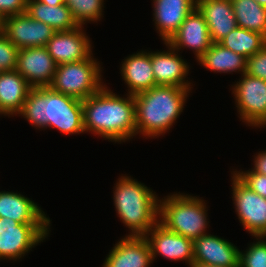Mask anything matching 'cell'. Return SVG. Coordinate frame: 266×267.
<instances>
[{"label": "cell", "mask_w": 266, "mask_h": 267, "mask_svg": "<svg viewBox=\"0 0 266 267\" xmlns=\"http://www.w3.org/2000/svg\"><path fill=\"white\" fill-rule=\"evenodd\" d=\"M164 44L167 46V51L151 52L152 70L157 86L191 89L193 84L186 80L190 70L187 61H184L178 51L169 44Z\"/></svg>", "instance_id": "9a60e30c"}, {"label": "cell", "mask_w": 266, "mask_h": 267, "mask_svg": "<svg viewBox=\"0 0 266 267\" xmlns=\"http://www.w3.org/2000/svg\"><path fill=\"white\" fill-rule=\"evenodd\" d=\"M240 79L231 85L240 119L252 128H264L266 126V81L246 73L241 75Z\"/></svg>", "instance_id": "ba28073f"}, {"label": "cell", "mask_w": 266, "mask_h": 267, "mask_svg": "<svg viewBox=\"0 0 266 267\" xmlns=\"http://www.w3.org/2000/svg\"><path fill=\"white\" fill-rule=\"evenodd\" d=\"M253 160L254 166L251 169L266 176V150L256 153Z\"/></svg>", "instance_id": "d6a6232c"}, {"label": "cell", "mask_w": 266, "mask_h": 267, "mask_svg": "<svg viewBox=\"0 0 266 267\" xmlns=\"http://www.w3.org/2000/svg\"><path fill=\"white\" fill-rule=\"evenodd\" d=\"M115 185L113 204L120 221L130 230L126 236L145 237L159 222L158 195L127 175H121Z\"/></svg>", "instance_id": "277c9868"}, {"label": "cell", "mask_w": 266, "mask_h": 267, "mask_svg": "<svg viewBox=\"0 0 266 267\" xmlns=\"http://www.w3.org/2000/svg\"><path fill=\"white\" fill-rule=\"evenodd\" d=\"M256 242L240 251L239 267H266V236H254Z\"/></svg>", "instance_id": "83f0119b"}, {"label": "cell", "mask_w": 266, "mask_h": 267, "mask_svg": "<svg viewBox=\"0 0 266 267\" xmlns=\"http://www.w3.org/2000/svg\"><path fill=\"white\" fill-rule=\"evenodd\" d=\"M79 26L97 22L103 17L104 0H64Z\"/></svg>", "instance_id": "4316f807"}, {"label": "cell", "mask_w": 266, "mask_h": 267, "mask_svg": "<svg viewBox=\"0 0 266 267\" xmlns=\"http://www.w3.org/2000/svg\"><path fill=\"white\" fill-rule=\"evenodd\" d=\"M153 21L157 33L167 43L196 7V0H153Z\"/></svg>", "instance_id": "ac0fdd59"}, {"label": "cell", "mask_w": 266, "mask_h": 267, "mask_svg": "<svg viewBox=\"0 0 266 267\" xmlns=\"http://www.w3.org/2000/svg\"><path fill=\"white\" fill-rule=\"evenodd\" d=\"M150 236V237H149ZM153 261L160 255L173 261H185L190 267L193 263V240L168 230L158 222L146 235Z\"/></svg>", "instance_id": "7c38bea8"}, {"label": "cell", "mask_w": 266, "mask_h": 267, "mask_svg": "<svg viewBox=\"0 0 266 267\" xmlns=\"http://www.w3.org/2000/svg\"><path fill=\"white\" fill-rule=\"evenodd\" d=\"M232 200L243 228L253 237L266 236V198L245 185L233 172Z\"/></svg>", "instance_id": "9c48e42d"}, {"label": "cell", "mask_w": 266, "mask_h": 267, "mask_svg": "<svg viewBox=\"0 0 266 267\" xmlns=\"http://www.w3.org/2000/svg\"><path fill=\"white\" fill-rule=\"evenodd\" d=\"M0 260H21L49 236L51 223H18L1 218Z\"/></svg>", "instance_id": "52a82bcc"}, {"label": "cell", "mask_w": 266, "mask_h": 267, "mask_svg": "<svg viewBox=\"0 0 266 267\" xmlns=\"http://www.w3.org/2000/svg\"><path fill=\"white\" fill-rule=\"evenodd\" d=\"M207 208L199 196L174 192L159 200V222L168 230L194 240L207 234L210 226Z\"/></svg>", "instance_id": "5b68a950"}, {"label": "cell", "mask_w": 266, "mask_h": 267, "mask_svg": "<svg viewBox=\"0 0 266 267\" xmlns=\"http://www.w3.org/2000/svg\"><path fill=\"white\" fill-rule=\"evenodd\" d=\"M245 73L266 81V45L259 52L247 58Z\"/></svg>", "instance_id": "4dcf8cb0"}, {"label": "cell", "mask_w": 266, "mask_h": 267, "mask_svg": "<svg viewBox=\"0 0 266 267\" xmlns=\"http://www.w3.org/2000/svg\"><path fill=\"white\" fill-rule=\"evenodd\" d=\"M2 32L18 49H25L46 46L56 30L25 12L3 18Z\"/></svg>", "instance_id": "30bf717a"}, {"label": "cell", "mask_w": 266, "mask_h": 267, "mask_svg": "<svg viewBox=\"0 0 266 267\" xmlns=\"http://www.w3.org/2000/svg\"><path fill=\"white\" fill-rule=\"evenodd\" d=\"M245 185L255 193L266 198V176L254 172L252 169L247 171H232Z\"/></svg>", "instance_id": "f546056e"}, {"label": "cell", "mask_w": 266, "mask_h": 267, "mask_svg": "<svg viewBox=\"0 0 266 267\" xmlns=\"http://www.w3.org/2000/svg\"><path fill=\"white\" fill-rule=\"evenodd\" d=\"M199 65L214 73L246 72L247 58L225 48L220 43H212L210 48L197 60Z\"/></svg>", "instance_id": "603a6c76"}, {"label": "cell", "mask_w": 266, "mask_h": 267, "mask_svg": "<svg viewBox=\"0 0 266 267\" xmlns=\"http://www.w3.org/2000/svg\"><path fill=\"white\" fill-rule=\"evenodd\" d=\"M190 267H220V266L192 263V265Z\"/></svg>", "instance_id": "e575fe53"}, {"label": "cell", "mask_w": 266, "mask_h": 267, "mask_svg": "<svg viewBox=\"0 0 266 267\" xmlns=\"http://www.w3.org/2000/svg\"><path fill=\"white\" fill-rule=\"evenodd\" d=\"M151 248L145 237L124 236L109 251L102 267H150Z\"/></svg>", "instance_id": "e0dca14e"}, {"label": "cell", "mask_w": 266, "mask_h": 267, "mask_svg": "<svg viewBox=\"0 0 266 267\" xmlns=\"http://www.w3.org/2000/svg\"><path fill=\"white\" fill-rule=\"evenodd\" d=\"M191 90L177 86H155L134 95L136 134L147 139L168 132L183 112Z\"/></svg>", "instance_id": "3957f363"}, {"label": "cell", "mask_w": 266, "mask_h": 267, "mask_svg": "<svg viewBox=\"0 0 266 267\" xmlns=\"http://www.w3.org/2000/svg\"><path fill=\"white\" fill-rule=\"evenodd\" d=\"M56 66L45 46L19 49L16 70L32 88L49 87Z\"/></svg>", "instance_id": "4fadbf2b"}, {"label": "cell", "mask_w": 266, "mask_h": 267, "mask_svg": "<svg viewBox=\"0 0 266 267\" xmlns=\"http://www.w3.org/2000/svg\"><path fill=\"white\" fill-rule=\"evenodd\" d=\"M120 73L128 94L136 95L157 86L152 70L151 51L141 50L123 59Z\"/></svg>", "instance_id": "ffe728a7"}, {"label": "cell", "mask_w": 266, "mask_h": 267, "mask_svg": "<svg viewBox=\"0 0 266 267\" xmlns=\"http://www.w3.org/2000/svg\"><path fill=\"white\" fill-rule=\"evenodd\" d=\"M254 1H256L259 5L266 7V0H254Z\"/></svg>", "instance_id": "d590c367"}, {"label": "cell", "mask_w": 266, "mask_h": 267, "mask_svg": "<svg viewBox=\"0 0 266 267\" xmlns=\"http://www.w3.org/2000/svg\"><path fill=\"white\" fill-rule=\"evenodd\" d=\"M0 218H10L18 223L51 222L37 203L12 191H0Z\"/></svg>", "instance_id": "44dd1931"}, {"label": "cell", "mask_w": 266, "mask_h": 267, "mask_svg": "<svg viewBox=\"0 0 266 267\" xmlns=\"http://www.w3.org/2000/svg\"><path fill=\"white\" fill-rule=\"evenodd\" d=\"M31 88L17 70L0 72V115L18 116Z\"/></svg>", "instance_id": "7402d4cb"}, {"label": "cell", "mask_w": 266, "mask_h": 267, "mask_svg": "<svg viewBox=\"0 0 266 267\" xmlns=\"http://www.w3.org/2000/svg\"><path fill=\"white\" fill-rule=\"evenodd\" d=\"M26 12L32 19L41 21L56 31H69L79 27L65 4L51 6L37 0H27Z\"/></svg>", "instance_id": "cb8c5ba5"}, {"label": "cell", "mask_w": 266, "mask_h": 267, "mask_svg": "<svg viewBox=\"0 0 266 267\" xmlns=\"http://www.w3.org/2000/svg\"><path fill=\"white\" fill-rule=\"evenodd\" d=\"M203 14L212 43H219L237 27L231 0H196Z\"/></svg>", "instance_id": "d6986e66"}, {"label": "cell", "mask_w": 266, "mask_h": 267, "mask_svg": "<svg viewBox=\"0 0 266 267\" xmlns=\"http://www.w3.org/2000/svg\"><path fill=\"white\" fill-rule=\"evenodd\" d=\"M90 38L83 26L69 31H56L46 44L48 53L56 65L88 58L92 54Z\"/></svg>", "instance_id": "8fae6325"}, {"label": "cell", "mask_w": 266, "mask_h": 267, "mask_svg": "<svg viewBox=\"0 0 266 267\" xmlns=\"http://www.w3.org/2000/svg\"><path fill=\"white\" fill-rule=\"evenodd\" d=\"M125 95L121 97L104 85L82 100L85 132L120 144L136 137L134 96Z\"/></svg>", "instance_id": "6da1fadb"}, {"label": "cell", "mask_w": 266, "mask_h": 267, "mask_svg": "<svg viewBox=\"0 0 266 267\" xmlns=\"http://www.w3.org/2000/svg\"><path fill=\"white\" fill-rule=\"evenodd\" d=\"M3 18L0 16V33L2 32Z\"/></svg>", "instance_id": "8d00e7d4"}, {"label": "cell", "mask_w": 266, "mask_h": 267, "mask_svg": "<svg viewBox=\"0 0 266 267\" xmlns=\"http://www.w3.org/2000/svg\"><path fill=\"white\" fill-rule=\"evenodd\" d=\"M37 1L51 6H58L60 4H64V0H37Z\"/></svg>", "instance_id": "836d02e7"}, {"label": "cell", "mask_w": 266, "mask_h": 267, "mask_svg": "<svg viewBox=\"0 0 266 267\" xmlns=\"http://www.w3.org/2000/svg\"><path fill=\"white\" fill-rule=\"evenodd\" d=\"M100 64L92 53L86 59L57 65L49 87L55 92L85 100L105 85Z\"/></svg>", "instance_id": "8992f818"}, {"label": "cell", "mask_w": 266, "mask_h": 267, "mask_svg": "<svg viewBox=\"0 0 266 267\" xmlns=\"http://www.w3.org/2000/svg\"><path fill=\"white\" fill-rule=\"evenodd\" d=\"M237 27L259 33L266 38V7L254 0H231Z\"/></svg>", "instance_id": "d4e9b609"}, {"label": "cell", "mask_w": 266, "mask_h": 267, "mask_svg": "<svg viewBox=\"0 0 266 267\" xmlns=\"http://www.w3.org/2000/svg\"><path fill=\"white\" fill-rule=\"evenodd\" d=\"M2 224H1V218H0V234H1V232H2Z\"/></svg>", "instance_id": "74e56055"}, {"label": "cell", "mask_w": 266, "mask_h": 267, "mask_svg": "<svg viewBox=\"0 0 266 267\" xmlns=\"http://www.w3.org/2000/svg\"><path fill=\"white\" fill-rule=\"evenodd\" d=\"M178 52L188 48L198 60L211 46L212 40L203 14L195 7L186 17L177 32L167 42Z\"/></svg>", "instance_id": "2e32d148"}, {"label": "cell", "mask_w": 266, "mask_h": 267, "mask_svg": "<svg viewBox=\"0 0 266 267\" xmlns=\"http://www.w3.org/2000/svg\"><path fill=\"white\" fill-rule=\"evenodd\" d=\"M19 49L11 43L3 32L0 33V72L17 68Z\"/></svg>", "instance_id": "f1b7e54d"}, {"label": "cell", "mask_w": 266, "mask_h": 267, "mask_svg": "<svg viewBox=\"0 0 266 267\" xmlns=\"http://www.w3.org/2000/svg\"><path fill=\"white\" fill-rule=\"evenodd\" d=\"M219 43L225 48L249 58L266 45V38L259 33L236 27Z\"/></svg>", "instance_id": "484cf974"}, {"label": "cell", "mask_w": 266, "mask_h": 267, "mask_svg": "<svg viewBox=\"0 0 266 267\" xmlns=\"http://www.w3.org/2000/svg\"><path fill=\"white\" fill-rule=\"evenodd\" d=\"M27 10V0H0V16H7L25 13Z\"/></svg>", "instance_id": "1f68e13d"}, {"label": "cell", "mask_w": 266, "mask_h": 267, "mask_svg": "<svg viewBox=\"0 0 266 267\" xmlns=\"http://www.w3.org/2000/svg\"><path fill=\"white\" fill-rule=\"evenodd\" d=\"M18 115L39 130L51 127L65 135L86 133L82 100L50 87L31 88Z\"/></svg>", "instance_id": "7a4b0ae2"}, {"label": "cell", "mask_w": 266, "mask_h": 267, "mask_svg": "<svg viewBox=\"0 0 266 267\" xmlns=\"http://www.w3.org/2000/svg\"><path fill=\"white\" fill-rule=\"evenodd\" d=\"M240 250L223 237L201 235L193 240V263L220 267H239Z\"/></svg>", "instance_id": "5bb4252c"}]
</instances>
